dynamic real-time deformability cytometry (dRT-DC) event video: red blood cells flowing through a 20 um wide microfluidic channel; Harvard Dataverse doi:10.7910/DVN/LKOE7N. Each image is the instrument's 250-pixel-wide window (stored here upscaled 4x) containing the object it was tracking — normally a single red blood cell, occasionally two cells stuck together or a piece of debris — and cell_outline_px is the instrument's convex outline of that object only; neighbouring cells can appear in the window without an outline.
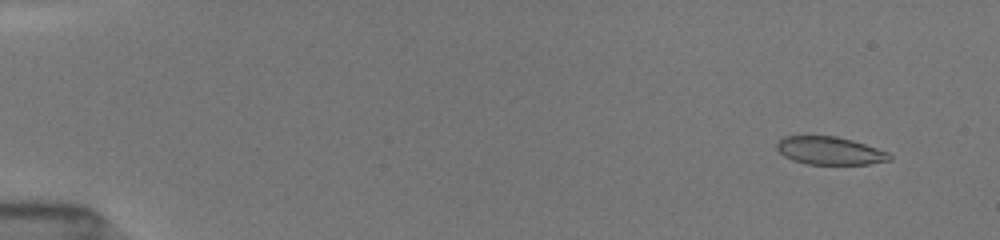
{"species": "common noctule bat (a hibernating species)", "species_latin": "Nyctalus noctula", "temperature_condition": "room temperature", "stored_images_in_passage": 31, "camera_frame_rate_fps": 3000, "um_per_image_px": 0.085, "animal": {"sex": "female", "body_mass_g": 19.5, "forearm_length_mm": 54.1}, "frame": {"image": 1, "passage_image": 3, "time_ms": 0.667, "image_size_px": [1000, 240], "cell_outline_px": [[892, 160], [868, 164], [804, 164], [792, 160], [784, 156], [776, 148], [776, 144], [784, 136], [836, 136], [852, 140], [888, 152], [892, 156]], "centroid_in_image_um": [70.52, 12.82], "position_along_channel_um": 14.5, "area_um2": 18.32}}
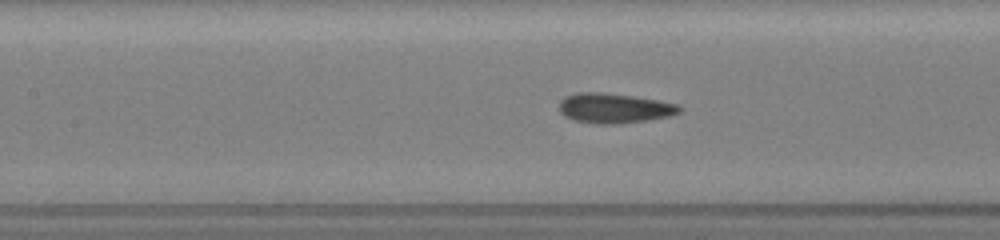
{"frame": {"image": 2, "passage_image": 21, "time_ms": 7.667, "image_size_px": [1000, 240], "cell_outline_px": [[684, 108], [680, 112], [668, 116], [648, 120], [612, 124], [596, 124], [576, 120], [564, 116], [560, 112], [560, 100], [564, 96], [576, 92], [604, 92], [632, 96], [680, 104]], "centroid_in_image_um": [52.21, 9.18], "position_along_channel_um": 155.2, "area_um2": 20.98}}
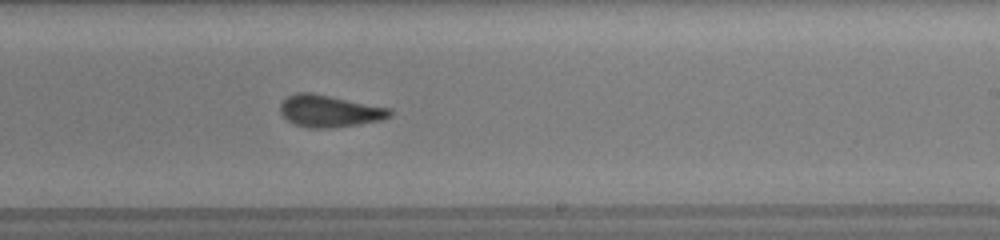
{"frame": {"image": 3, "passage_image": 28, "time_ms": 10.333, "image_size_px": [1000, 240], "cell_outline_px": [[392, 116], [384, 120], [328, 128], [308, 128], [296, 124], [288, 120], [280, 112], [280, 104], [288, 96], [296, 92], [312, 92], [392, 108]], "centroid_in_image_um": [28.04, 9.43], "position_along_channel_um": 261.0, "area_um2": 20.52}}